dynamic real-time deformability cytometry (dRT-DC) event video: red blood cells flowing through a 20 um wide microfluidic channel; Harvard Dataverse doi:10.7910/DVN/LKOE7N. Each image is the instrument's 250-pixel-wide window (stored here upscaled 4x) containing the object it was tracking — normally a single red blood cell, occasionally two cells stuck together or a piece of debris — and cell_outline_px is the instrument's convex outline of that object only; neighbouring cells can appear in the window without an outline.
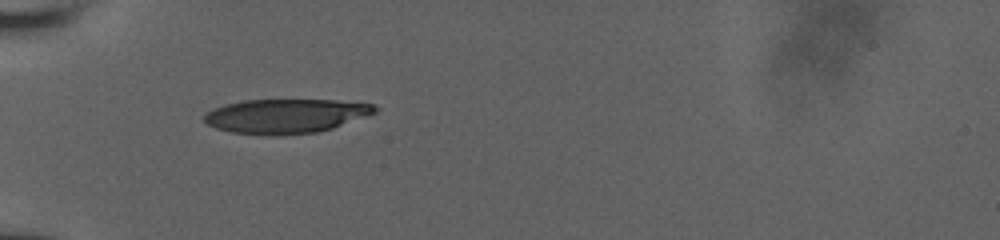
{"species": "human", "species_latin": "Homo sapiens", "temperature_condition": "room temperature", "stored_images_in_passage": 10, "camera_frame_rate_fps": 3000, "um_per_image_px": 0.085, "donor": {"sex": "male"}, "frame": {"image": 1, "passage_image": 1, "time_ms": 0.0, "image_size_px": [1000, 240], "cell_outline_px": [[380, 108], [376, 112], [332, 128], [316, 132], [276, 136], [272, 136], [232, 132], [216, 128], [208, 124], [204, 120], [204, 116], [212, 108], [224, 104], [244, 100], [336, 100], [372, 104]], "centroid_in_image_um": [24.27, 9.86], "position_along_channel_um": 60.7, "area_um2": 34.04}}
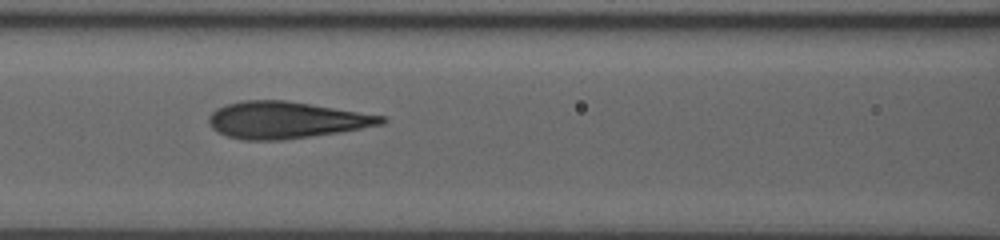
{"frame": {"image": 2, "passage_image": 6, "time_ms": 2.333, "image_size_px": [1000, 240], "cell_outline_px": [[388, 120], [384, 124], [340, 132], [280, 140], [244, 140], [228, 136], [212, 128], [208, 120], [208, 116], [216, 108], [228, 104], [244, 100], [284, 100], [384, 116]], "centroid_in_image_um": [24.3, 10.2], "position_along_channel_um": 142.3, "area_um2": 36.59}}
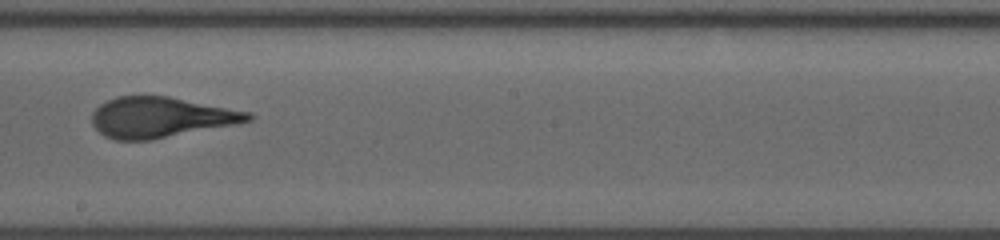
{"frame": {"image": 3, "passage_image": 9, "time_ms": 4.667, "image_size_px": [1000, 240], "cell_outline_px": [[252, 120], [152, 140], [116, 140], [104, 136], [92, 124], [92, 112], [100, 104], [116, 96], [168, 96], [252, 112]], "centroid_in_image_um": [13.62, 9.97], "position_along_channel_um": 234.6, "area_um2": 36.59}}